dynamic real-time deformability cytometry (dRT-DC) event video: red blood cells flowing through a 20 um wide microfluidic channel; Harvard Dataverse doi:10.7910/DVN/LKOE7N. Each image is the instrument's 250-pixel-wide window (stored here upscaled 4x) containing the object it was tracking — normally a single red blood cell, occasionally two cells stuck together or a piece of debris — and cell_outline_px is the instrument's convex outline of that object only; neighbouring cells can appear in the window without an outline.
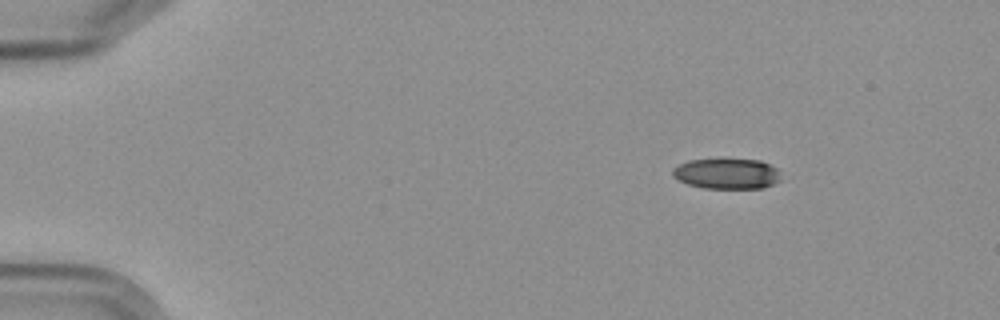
{"species": "Egyptian fruit bat (a non-hibernating species)", "species_latin": "Rousettus aegyptiacus", "temperature_condition": "cold", "stored_images_in_passage": 3, "camera_frame_rate_fps": 3000, "um_per_image_px": 0.085, "frame": {"image": 1, "passage_image": 1, "time_ms": 0.0, "image_size_px": [1000, 320], "cell_outline_px": [[780, 180], [764, 188], [704, 188], [688, 184], [672, 176], [672, 168], [688, 160], [760, 160], [776, 168], [780, 172]], "centroid_in_image_um": [61.78, 14.77], "position_along_channel_um": 23.2, "area_um2": 19.02}}